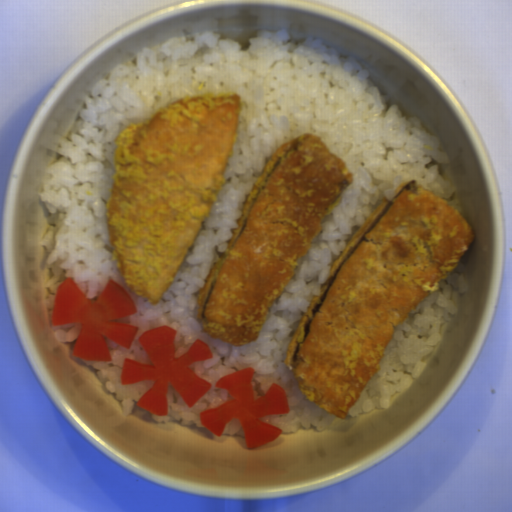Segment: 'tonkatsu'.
<instances>
[{
    "label": "tonkatsu",
    "mask_w": 512,
    "mask_h": 512,
    "mask_svg": "<svg viewBox=\"0 0 512 512\" xmlns=\"http://www.w3.org/2000/svg\"><path fill=\"white\" fill-rule=\"evenodd\" d=\"M473 239L465 217L416 178L384 198L349 238L288 345L284 363L300 394L347 417L398 326Z\"/></svg>",
    "instance_id": "d4beea91"
},
{
    "label": "tonkatsu",
    "mask_w": 512,
    "mask_h": 512,
    "mask_svg": "<svg viewBox=\"0 0 512 512\" xmlns=\"http://www.w3.org/2000/svg\"><path fill=\"white\" fill-rule=\"evenodd\" d=\"M236 94L198 95L121 132L105 215L132 292L158 304L220 191L240 127Z\"/></svg>",
    "instance_id": "3a3dc1c2"
},
{
    "label": "tonkatsu",
    "mask_w": 512,
    "mask_h": 512,
    "mask_svg": "<svg viewBox=\"0 0 512 512\" xmlns=\"http://www.w3.org/2000/svg\"><path fill=\"white\" fill-rule=\"evenodd\" d=\"M353 174L321 137L306 132L279 144L246 198L225 252L197 297V318L211 338L245 347L312 249Z\"/></svg>",
    "instance_id": "08166bc2"
}]
</instances>
